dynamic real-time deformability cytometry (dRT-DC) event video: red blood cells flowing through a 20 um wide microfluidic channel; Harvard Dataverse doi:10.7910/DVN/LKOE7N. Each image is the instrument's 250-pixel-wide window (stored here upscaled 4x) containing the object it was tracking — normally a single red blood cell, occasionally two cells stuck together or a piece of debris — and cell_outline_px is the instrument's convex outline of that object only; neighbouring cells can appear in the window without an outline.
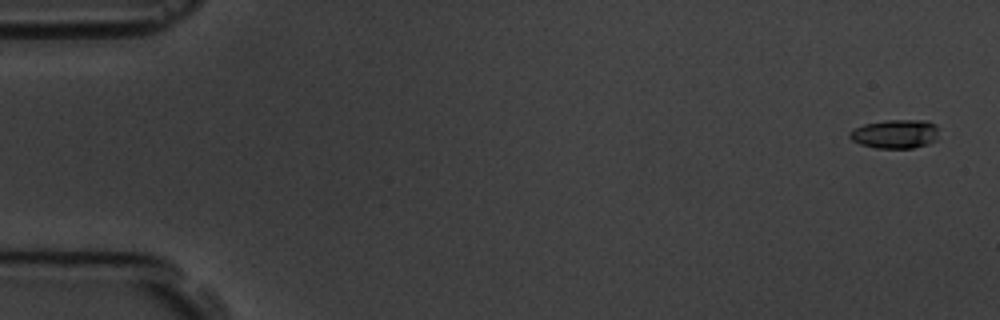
{"species": "common noctule bat (a hibernating species)", "species_latin": "Nyctalus noctula", "temperature_condition": "room temperature", "stored_images_in_passage": 10, "camera_frame_rate_fps": 3000, "um_per_image_px": 0.085, "animal": {"sex": "male", "body_mass_g": 19.5, "forearm_length_mm": 54.6}, "frame": {"image": 1, "passage_image": 1, "time_ms": 0.0, "image_size_px": [1000, 320], "cell_outline_px": [[940, 128], [936, 140], [928, 144], [912, 148], [876, 148], [860, 144], [852, 140], [848, 136], [848, 132], [864, 124], [884, 120], [928, 120], [936, 124]], "centroid_in_image_um": [76.13, 11.37], "position_along_channel_um": 8.9, "area_um2": 15.26}}
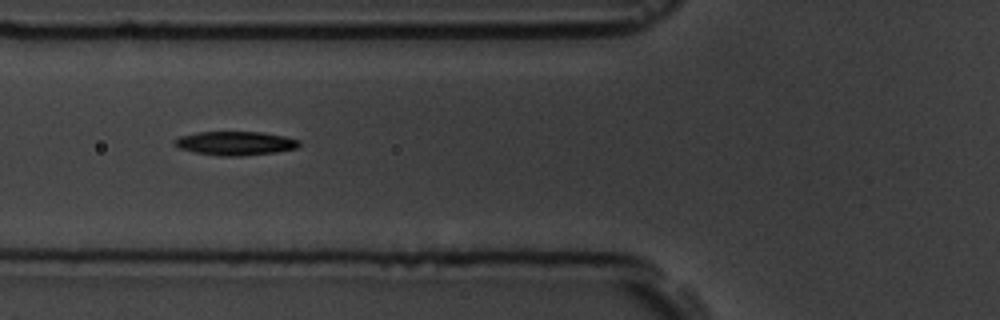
{"frame": {"image": 2, "passage_image": 6, "time_ms": 6.667, "image_size_px": [1000, 320], "cell_outline_px": [[300, 144], [296, 148], [276, 152], [240, 156], [220, 156], [196, 152], [180, 148], [172, 144], [172, 140], [180, 136], [196, 132], [260, 132], [284, 136], [300, 140]], "centroid_in_image_um": [19.97, 12.17], "position_along_channel_um": 105.8, "area_um2": 17.28}}
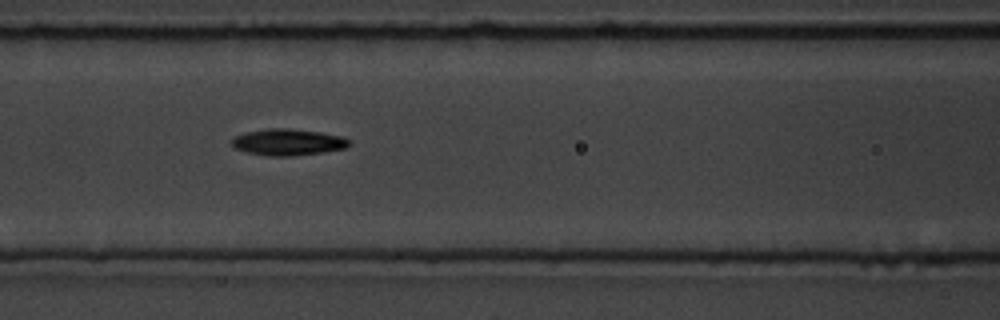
{"frame": {"image": 3, "passage_image": 7, "time_ms": 7.667, "image_size_px": [1000, 320], "cell_outline_px": [[352, 144], [344, 148], [324, 152], [292, 156], [272, 156], [248, 152], [236, 148], [228, 140], [232, 136], [244, 132], [264, 128], [288, 128], [320, 132], [340, 136], [348, 140]], "centroid_in_image_um": [24.42, 12.07], "position_along_channel_um": 142.2, "area_um2": 18.21}}